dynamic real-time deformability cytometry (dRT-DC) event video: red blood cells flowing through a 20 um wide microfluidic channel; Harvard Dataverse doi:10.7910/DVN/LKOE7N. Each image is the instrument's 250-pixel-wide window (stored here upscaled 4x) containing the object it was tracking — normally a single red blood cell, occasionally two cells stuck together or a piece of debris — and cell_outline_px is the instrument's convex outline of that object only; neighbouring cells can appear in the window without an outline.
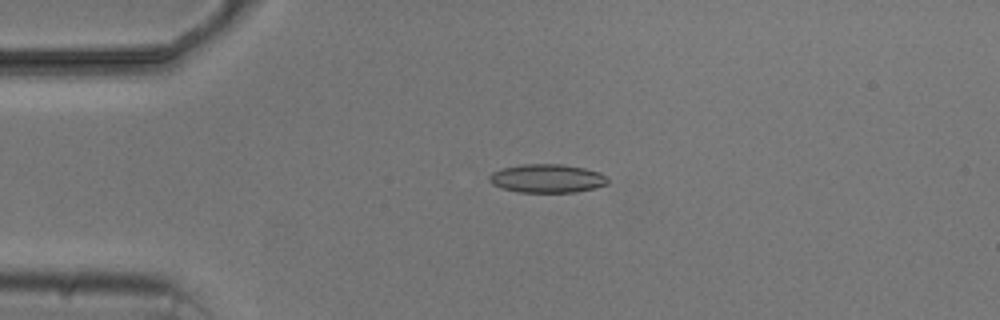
{"species": "common noctule bat (a hibernating species)", "species_latin": "Nyctalus noctula", "temperature_condition": "cold", "stored_images_in_passage": 5, "camera_frame_rate_fps": 3000, "um_per_image_px": 0.085, "animal": {"sex": "male", "body_mass_g": 20.5, "forearm_length_mm": 52.5}, "frame": {"image": 1, "passage_image": 4, "time_ms": 3.667, "image_size_px": [1000, 320], "cell_outline_px": [[608, 184], [576, 192], [520, 192], [500, 188], [492, 184], [488, 180], [488, 176], [492, 172], [504, 168], [520, 164], [564, 164], [584, 168], [600, 172], [608, 180]], "centroid_in_image_um": [46.47, 15.16], "position_along_channel_um": 38.5, "area_um2": 19.71}}